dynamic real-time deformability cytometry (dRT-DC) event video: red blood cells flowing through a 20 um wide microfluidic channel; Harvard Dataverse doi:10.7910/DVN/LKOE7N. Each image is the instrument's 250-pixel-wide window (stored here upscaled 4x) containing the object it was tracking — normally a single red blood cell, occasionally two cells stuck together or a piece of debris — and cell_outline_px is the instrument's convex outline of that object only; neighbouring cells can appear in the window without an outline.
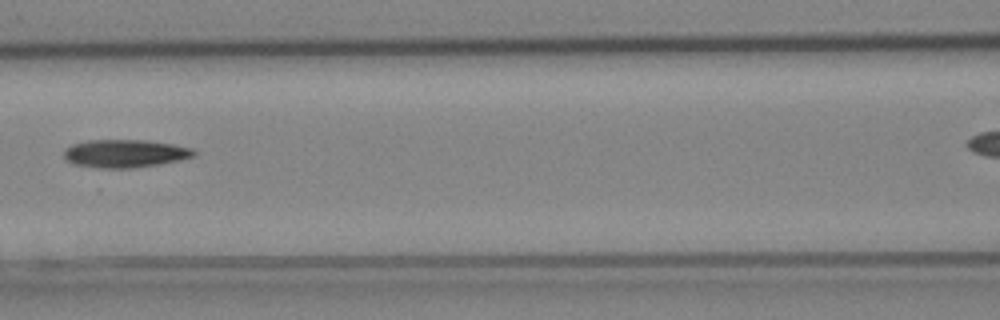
{"species": "Egyptian fruit bat (a non-hibernating species)", "species_latin": "Rousettus aegyptiacus", "temperature_condition": "cold", "stored_images_in_passage": 4, "camera_frame_rate_fps": 3000, "um_per_image_px": 0.085, "animal": {"sex": "female"}, "frame": {"image": 1, "passage_image": 3, "time_ms": 0.667, "image_size_px": [1000, 320], "cell_outline_px": [[196, 156], [180, 160], [160, 164], [132, 168], [96, 168], [72, 164], [64, 160], [64, 148], [72, 144], [88, 140], [148, 140], [172, 144], [192, 148], [196, 152]], "centroid_in_image_um": [10.59, 13.05], "position_along_channel_um": 156.0, "area_um2": 21.5}}